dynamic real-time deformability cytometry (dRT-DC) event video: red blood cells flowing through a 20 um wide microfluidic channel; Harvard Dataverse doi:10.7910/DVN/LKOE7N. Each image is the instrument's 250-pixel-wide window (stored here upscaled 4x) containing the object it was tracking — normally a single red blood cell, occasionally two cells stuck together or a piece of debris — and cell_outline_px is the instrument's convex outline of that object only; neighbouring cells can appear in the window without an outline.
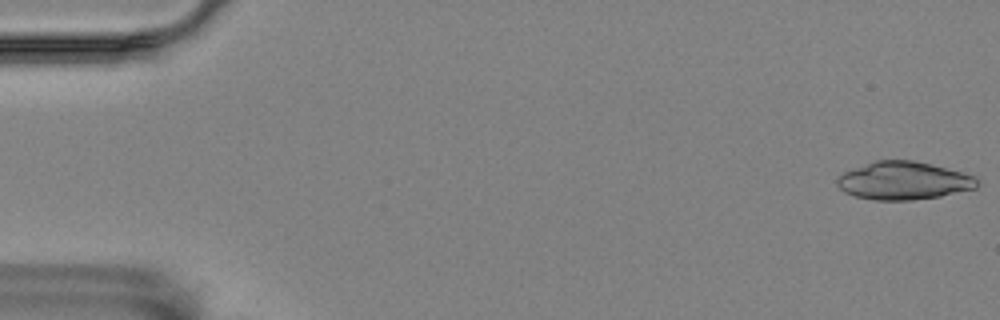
{"species": "Egyptian fruit bat (a non-hibernating species)", "species_latin": "Rousettus aegyptiacus", "temperature_condition": "room temperature", "stored_images_in_passage": 9, "camera_frame_rate_fps": 3000, "um_per_image_px": 0.085, "animal": {"sex": "female"}, "frame": {"image": 1, "passage_image": 1, "time_ms": 0.0, "image_size_px": [1000, 320], "cell_outline_px": [[980, 184], [976, 188], [940, 196], [912, 200], [876, 200], [856, 196], [844, 192], [836, 184], [836, 176], [844, 172], [876, 160], [912, 160], [976, 176]], "centroid_in_image_um": [76.79, 15.36], "position_along_channel_um": 8.2, "area_um2": 30.75}}